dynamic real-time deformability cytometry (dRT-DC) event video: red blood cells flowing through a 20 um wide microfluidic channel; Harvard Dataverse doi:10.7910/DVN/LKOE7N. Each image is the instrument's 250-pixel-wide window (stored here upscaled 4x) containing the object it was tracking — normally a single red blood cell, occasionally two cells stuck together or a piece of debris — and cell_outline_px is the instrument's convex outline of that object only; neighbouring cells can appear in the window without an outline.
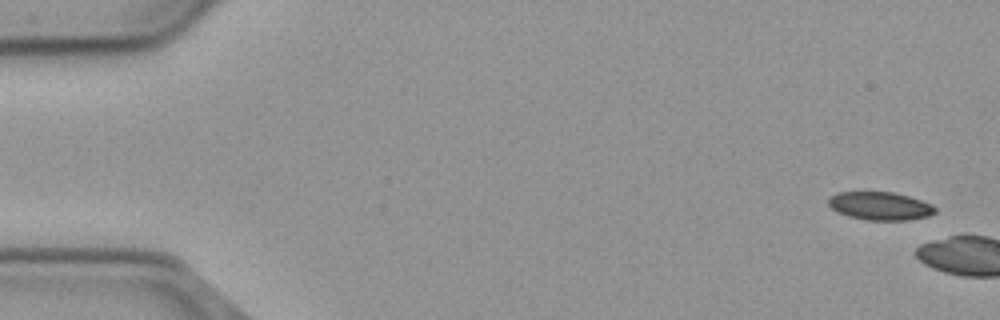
{"species": "common noctule bat (a hibernating species)", "species_latin": "Nyctalus noctula", "temperature_condition": "cold", "stored_images_in_passage": 4, "camera_frame_rate_fps": 3000, "um_per_image_px": 0.085, "animal": {"sex": "male", "body_mass_g": 23.1, "forearm_length_mm": 52.7}, "frame": {"image": 1, "passage_image": 1, "time_ms": 0.0, "image_size_px": [1000, 320], "cell_outline_px": [[936, 212], [928, 216], [908, 220], [868, 220], [848, 216], [836, 212], [828, 204], [828, 196], [836, 192], [892, 192], [908, 196], [932, 204], [936, 208]], "centroid_in_image_um": [74.78, 17.5], "position_along_channel_um": 10.2, "area_um2": 17.57}}